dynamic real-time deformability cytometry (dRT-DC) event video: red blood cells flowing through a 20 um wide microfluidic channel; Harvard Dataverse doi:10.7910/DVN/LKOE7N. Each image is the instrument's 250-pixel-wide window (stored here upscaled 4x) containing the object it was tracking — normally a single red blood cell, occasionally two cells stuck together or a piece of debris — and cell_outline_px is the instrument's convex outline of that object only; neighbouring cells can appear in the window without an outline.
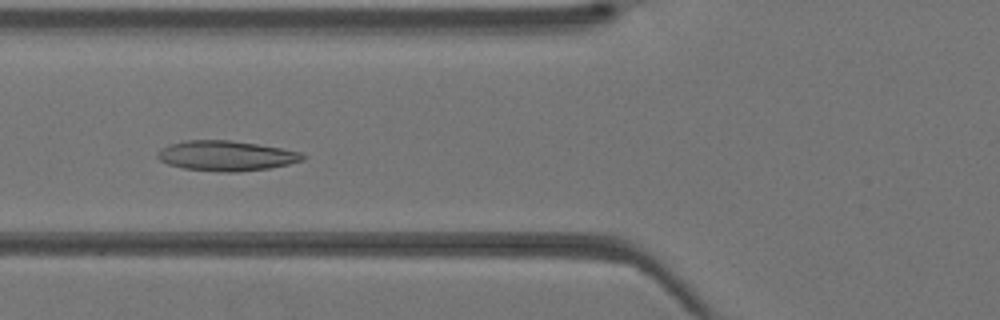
{"species": "Egyptian fruit bat (a non-hibernating species)", "species_latin": "Rousettus aegyptiacus", "temperature_condition": "warm", "stored_images_in_passage": 33, "camera_frame_rate_fps": 3000, "um_per_image_px": 0.085, "animal": {"sex": "female"}, "frame": {"image": 1, "passage_image": 6, "time_ms": 1.667, "image_size_px": [1000, 320], "cell_outline_px": [[308, 156], [304, 160], [288, 164], [268, 168], [236, 172], [220, 172], [184, 168], [168, 164], [160, 160], [156, 156], [156, 152], [160, 148], [168, 144], [184, 140], [232, 140], [280, 148], [300, 152]], "centroid_in_image_um": [19.19, 13.23], "position_along_channel_um": 106.6, "area_um2": 25.55}}
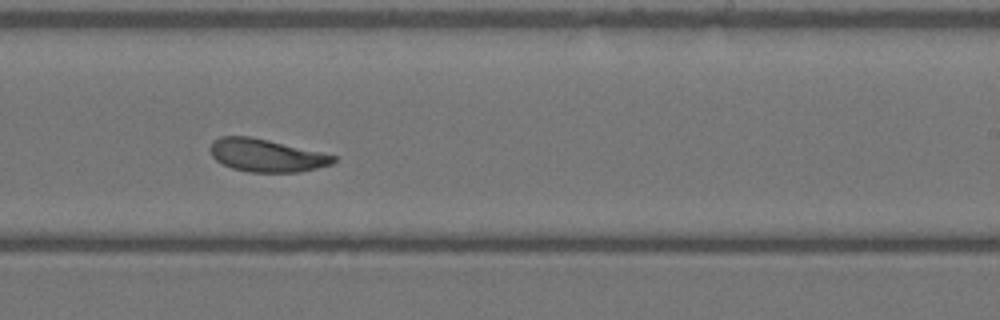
{"frame": {"image": 2, "passage_image": 16, "time_ms": 5.0, "image_size_px": [1000, 320], "cell_outline_px": [[336, 160], [332, 164], [300, 172], [248, 172], [232, 168], [216, 160], [212, 156], [208, 148], [212, 140], [220, 136], [252, 136], [320, 152], [336, 156]], "centroid_in_image_um": [22.59, 13.2], "position_along_channel_um": 266.4, "area_um2": 23.58}}
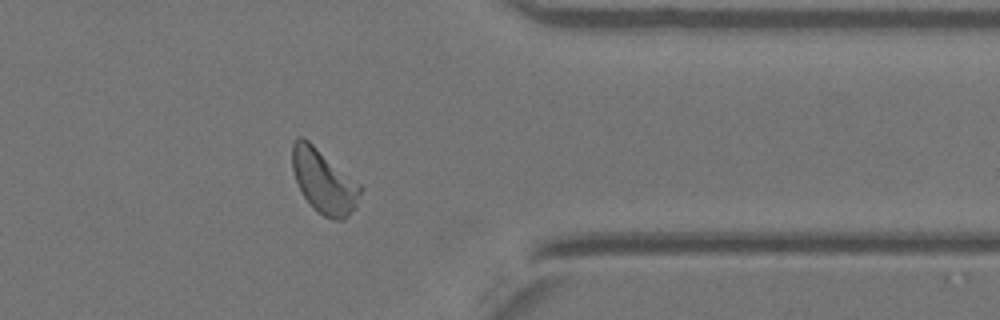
{"frame": {"image": 3, "passage_image": 24, "time_ms": 7.667, "image_size_px": [1000, 320], "cell_outline_px": [[364, 188], [356, 208], [344, 220], [332, 220], [316, 212], [304, 196], [296, 180], [292, 168], [292, 144], [300, 136], [304, 136], [360, 184]], "centroid_in_image_um": [27.55, 15.43], "position_along_channel_um": 383.8, "area_um2": 25.49}}